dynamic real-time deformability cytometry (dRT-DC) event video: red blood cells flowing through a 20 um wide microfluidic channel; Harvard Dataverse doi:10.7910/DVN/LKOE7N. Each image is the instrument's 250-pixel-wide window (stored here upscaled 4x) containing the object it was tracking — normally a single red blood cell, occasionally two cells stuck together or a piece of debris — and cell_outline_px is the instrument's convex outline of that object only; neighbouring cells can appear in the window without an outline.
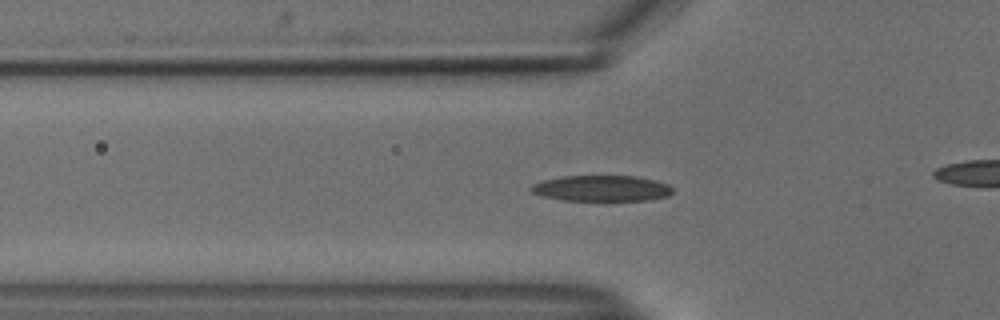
{"species": "common noctule bat (a hibernating species)", "species_latin": "Nyctalus noctula", "temperature_condition": "cold", "stored_images_in_passage": 31, "camera_frame_rate_fps": 3000, "um_per_image_px": 0.085, "animal": {"sex": "male", "body_mass_g": 18.8}, "frame": {"image": 1, "passage_image": 5, "time_ms": 1.333, "image_size_px": [1000, 320], "cell_outline_px": [[672, 192], [668, 196], [648, 200], [564, 200], [544, 196], [532, 192], [528, 188], [532, 184], [544, 180], [564, 176], [636, 176], [656, 180], [668, 184], [672, 188]], "centroid_in_image_um": [51.15, 16.0], "position_along_channel_um": 74.7, "area_um2": 21.21}}
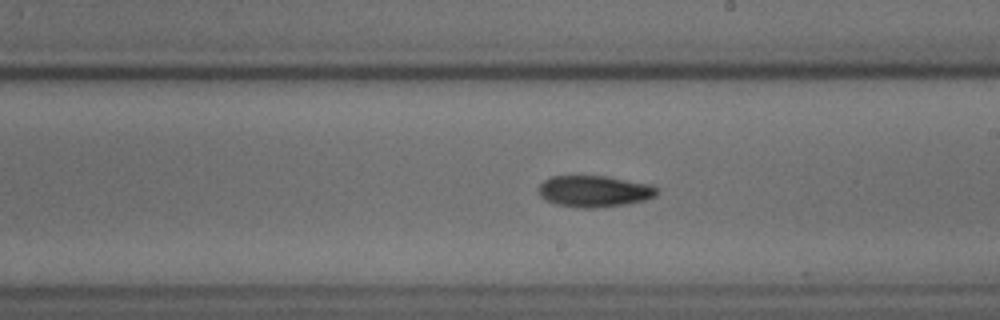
{"frame": {"image": 2, "passage_image": 18, "time_ms": 5.667, "image_size_px": [1000, 320], "cell_outline_px": [[660, 188], [656, 196], [644, 200], [628, 204], [596, 208], [576, 208], [556, 204], [540, 196], [536, 188], [544, 180], [552, 176], [608, 176], [652, 184]], "centroid_in_image_um": [50.54, 16.25], "position_along_channel_um": 238.5, "area_um2": 22.08}}
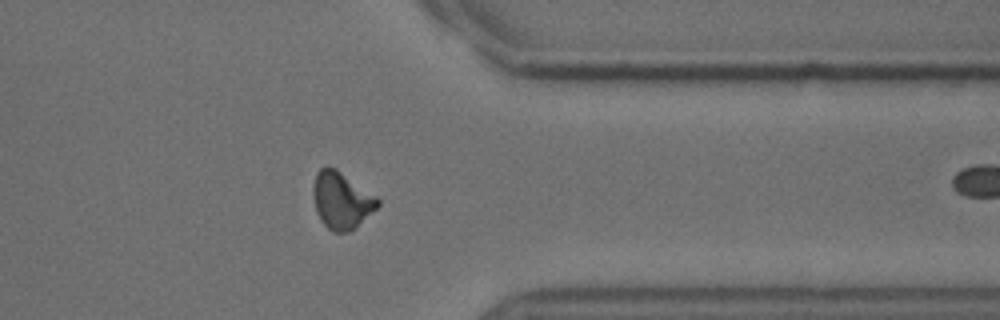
{"frame": {"image": 3, "passage_image": 30, "time_ms": 9.667, "image_size_px": [1000, 320], "cell_outline_px": [[380, 204], [356, 228], [348, 232], [332, 232], [320, 220], [316, 212], [312, 196], [312, 188], [316, 172], [320, 168], [328, 164], [336, 168], [376, 196], [380, 200]], "centroid_in_image_um": [28.99, 17.01], "position_along_channel_um": 382.4, "area_um2": 21.68}}